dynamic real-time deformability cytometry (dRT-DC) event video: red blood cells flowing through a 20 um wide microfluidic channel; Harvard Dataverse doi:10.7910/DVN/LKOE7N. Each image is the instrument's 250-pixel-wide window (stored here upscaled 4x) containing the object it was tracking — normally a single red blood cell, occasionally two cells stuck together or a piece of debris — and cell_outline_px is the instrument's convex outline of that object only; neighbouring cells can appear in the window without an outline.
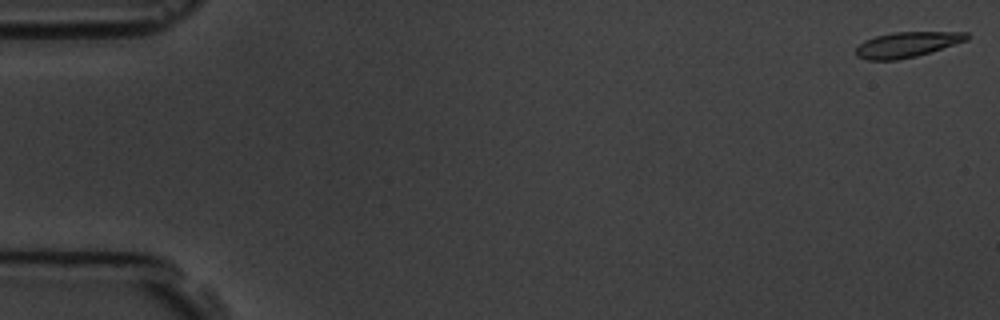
{"species": "common noctule bat (a hibernating species)", "species_latin": "Nyctalus noctula", "temperature_condition": "room temperature", "stored_images_in_passage": 7, "camera_frame_rate_fps": 3000, "um_per_image_px": 0.085, "animal": {"sex": "male", "body_mass_g": 19.5, "forearm_length_mm": 54.6}, "frame": {"image": 1, "passage_image": 1, "time_ms": 0.0, "image_size_px": [1000, 320], "cell_outline_px": [[972, 36], [968, 40], [916, 56], [896, 60], [868, 60], [856, 56], [856, 48], [864, 40], [876, 36], [892, 32], [968, 32]], "centroid_in_image_um": [77.11, 3.78], "position_along_channel_um": 7.9, "area_um2": 16.36}}
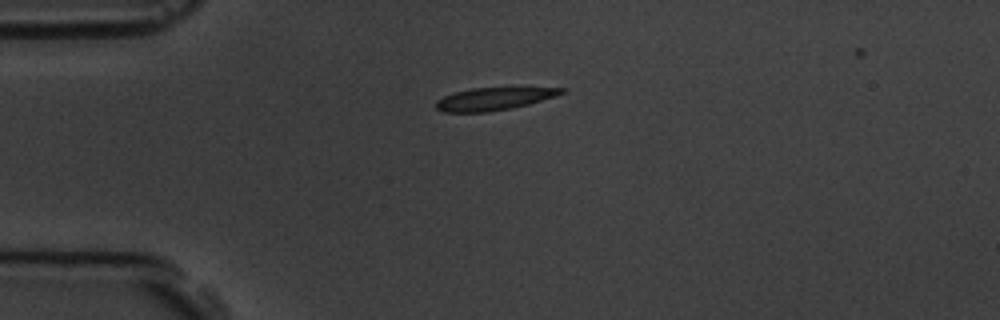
{"frame": {"image": 2, "passage_image": 5, "time_ms": 4.333, "image_size_px": [1000, 320], "cell_outline_px": [[568, 88], [564, 92], [556, 96], [528, 104], [512, 108], [488, 112], [444, 112], [436, 108], [436, 100], [452, 92], [468, 88]], "centroid_in_image_um": [41.93, 8.4], "position_along_channel_um": 43.1, "area_um2": 16.47}}
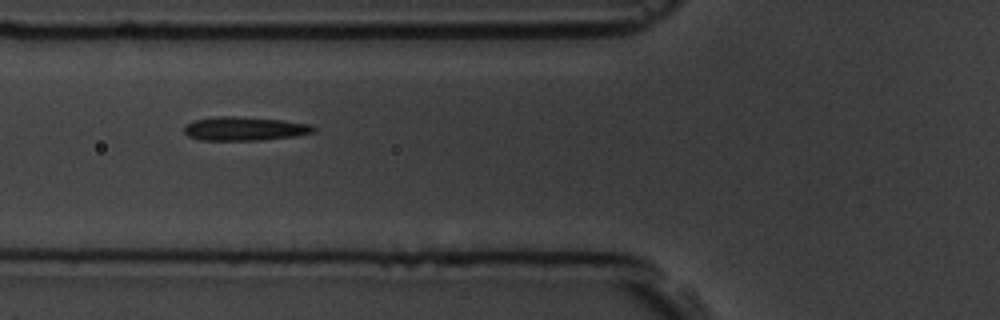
{"frame": {"image": 3, "passage_image": 7, "time_ms": 6.667, "image_size_px": [1000, 320], "cell_outline_px": [[316, 132], [296, 136], [260, 140], [200, 140], [188, 136], [184, 132], [184, 124], [196, 120], [220, 116], [232, 116], [284, 120], [308, 124], [316, 128]], "centroid_in_image_um": [20.79, 10.94], "position_along_channel_um": 105.0, "area_um2": 17.92}}